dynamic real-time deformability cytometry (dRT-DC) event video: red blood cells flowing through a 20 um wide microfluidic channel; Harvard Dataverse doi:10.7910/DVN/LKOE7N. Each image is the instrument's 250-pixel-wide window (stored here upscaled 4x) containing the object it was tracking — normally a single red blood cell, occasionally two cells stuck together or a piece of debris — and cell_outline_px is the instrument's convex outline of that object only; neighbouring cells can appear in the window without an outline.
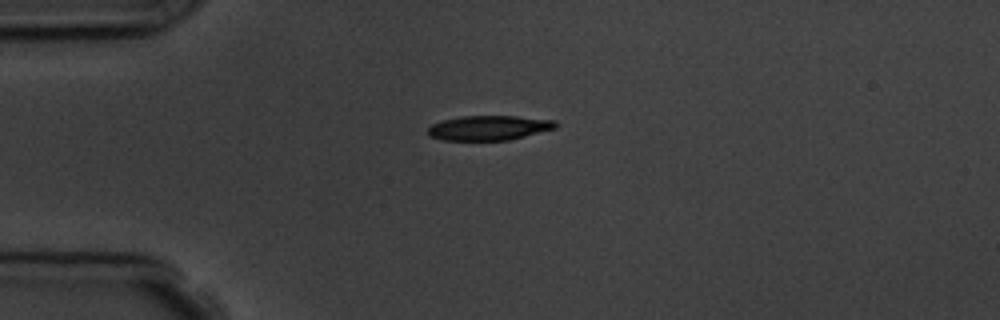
{"species": "common noctule bat (a hibernating species)", "species_latin": "Nyctalus noctula", "temperature_condition": "room temperature", "stored_images_in_passage": 3, "camera_frame_rate_fps": 3000, "um_per_image_px": 0.085, "animal": {"sex": "male", "body_mass_g": 19.5, "forearm_length_mm": 54.6}, "frame": {"image": 1, "passage_image": 3, "time_ms": 2.333, "image_size_px": [1000, 320], "cell_outline_px": [[556, 128], [508, 140], [444, 140], [428, 136], [428, 128], [432, 124], [444, 120], [460, 116], [516, 116], [556, 120]], "centroid_in_image_um": [41.54, 10.86], "position_along_channel_um": 43.5, "area_um2": 18.26}}